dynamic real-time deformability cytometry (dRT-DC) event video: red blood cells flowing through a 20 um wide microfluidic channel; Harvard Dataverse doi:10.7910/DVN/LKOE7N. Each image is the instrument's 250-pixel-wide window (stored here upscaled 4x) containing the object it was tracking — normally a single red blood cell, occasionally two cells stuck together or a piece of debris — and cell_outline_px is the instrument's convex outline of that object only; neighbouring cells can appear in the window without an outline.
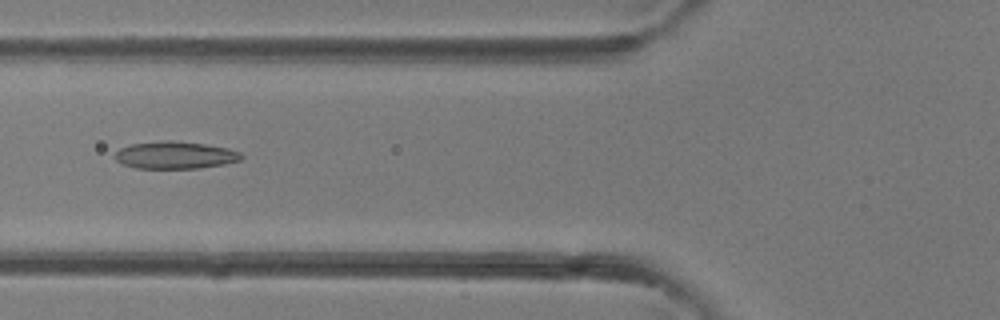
{"species": "common noctule bat (a hibernating species)", "species_latin": "Nyctalus noctula", "temperature_condition": "room temperature", "stored_images_in_passage": 29, "camera_frame_rate_fps": 3000, "um_per_image_px": 0.085, "animal": {"sex": "female"}, "frame": {"image": 1, "passage_image": 4, "time_ms": 1.0, "image_size_px": [1000, 320], "cell_outline_px": [[244, 156], [240, 160], [224, 164], [200, 168], [136, 168], [124, 164], [116, 160], [116, 152], [120, 148], [132, 144], [164, 140], [172, 140], [204, 144], [228, 148], [240, 152]], "centroid_in_image_um": [14.91, 13.18], "position_along_channel_um": 110.9, "area_um2": 20.0}}
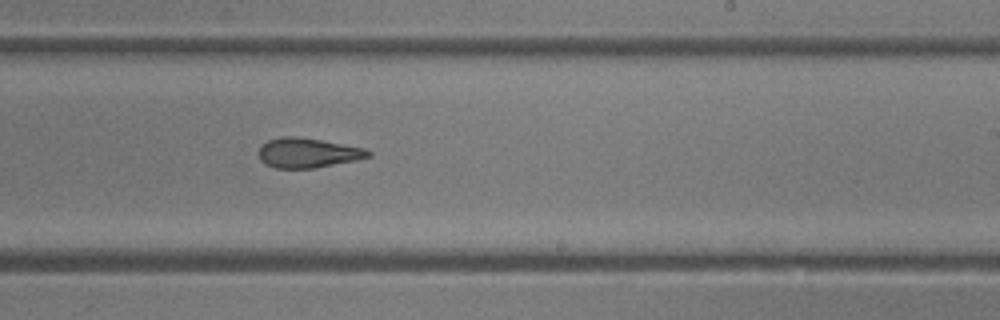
{"frame": {"image": 2, "passage_image": 13, "time_ms": 4.0, "image_size_px": [1000, 320], "cell_outline_px": [[372, 156], [356, 160], [312, 168], [276, 168], [264, 164], [260, 160], [256, 152], [268, 140], [280, 136], [296, 136], [320, 140], [364, 148], [372, 152]], "centroid_in_image_um": [26.12, 12.99], "position_along_channel_um": 262.9, "area_um2": 18.96}}
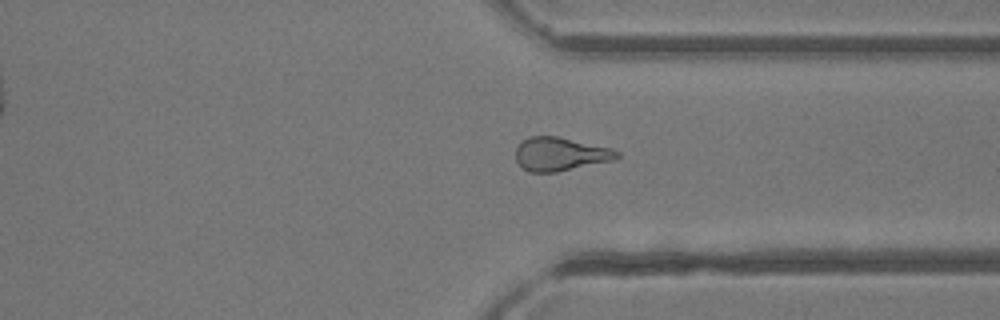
{"frame": {"image": 3, "passage_image": 19, "time_ms": 6.0, "image_size_px": [1000, 320], "cell_outline_px": [[620, 156], [616, 160], [556, 172], [528, 172], [516, 160], [516, 148], [528, 136], [556, 136], [612, 148], [620, 152]], "centroid_in_image_um": [47.66, 13.1], "position_along_channel_um": 363.7, "area_um2": 19.77}}